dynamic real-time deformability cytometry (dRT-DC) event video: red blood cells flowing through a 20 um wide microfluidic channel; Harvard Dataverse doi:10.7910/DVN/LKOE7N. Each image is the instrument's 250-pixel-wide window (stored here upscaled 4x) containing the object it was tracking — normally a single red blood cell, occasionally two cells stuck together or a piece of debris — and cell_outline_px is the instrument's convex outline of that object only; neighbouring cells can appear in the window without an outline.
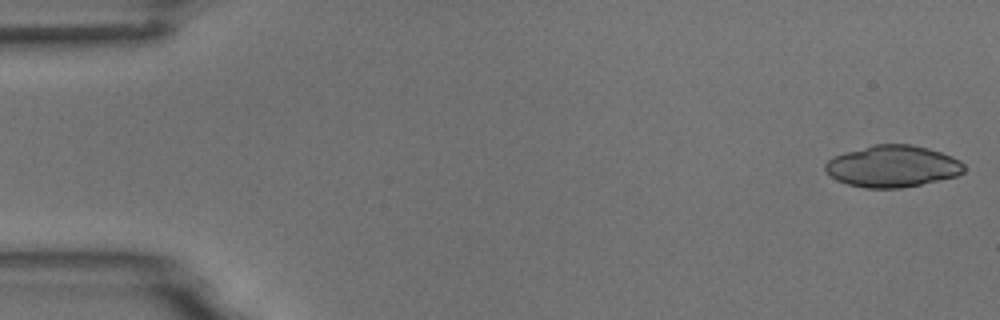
{"species": "common noctule bat (a hibernating species)", "species_latin": "Nyctalus noctula", "temperature_condition": "room temperature", "stored_images_in_passage": 4, "camera_frame_rate_fps": 3000, "um_per_image_px": 0.085, "animal": {"sex": "male", "body_mass_g": 18.8}, "frame": {"image": 1, "passage_image": 1, "time_ms": 0.0, "image_size_px": [1000, 320], "cell_outline_px": [[964, 172], [956, 176], [920, 184], [900, 188], [864, 188], [848, 184], [836, 180], [824, 168], [824, 164], [832, 156], [844, 152], [872, 144], [912, 144], [928, 148], [952, 156], [960, 160], [964, 164]], "centroid_in_image_um": [75.85, 14.12], "position_along_channel_um": 9.2, "area_um2": 33.81}}